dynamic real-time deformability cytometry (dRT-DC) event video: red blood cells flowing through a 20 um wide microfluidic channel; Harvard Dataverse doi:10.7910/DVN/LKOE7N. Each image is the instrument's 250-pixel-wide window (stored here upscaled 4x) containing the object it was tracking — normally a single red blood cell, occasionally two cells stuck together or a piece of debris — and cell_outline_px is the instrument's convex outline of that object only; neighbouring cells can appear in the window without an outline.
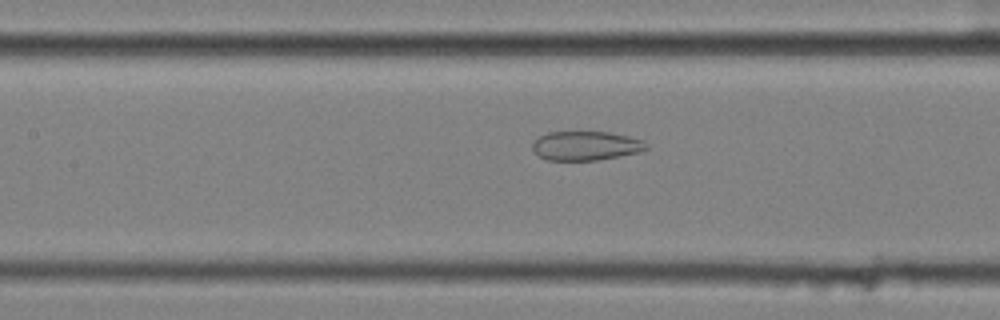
{"species": "common noctule bat (a hibernating species)", "species_latin": "Nyctalus noctula", "temperature_condition": "cold", "stored_images_in_passage": 58, "camera_frame_rate_fps": 3000, "um_per_image_px": 0.085, "animal": {"sex": "female", "body_mass_g": 25.1}, "frame": {"image": 1, "passage_image": 27, "time_ms": 8.667, "image_size_px": [1000, 320], "cell_outline_px": [[648, 148], [640, 152], [620, 156], [596, 160], [548, 160], [540, 156], [532, 148], [532, 144], [540, 136], [548, 132], [608, 132], [628, 136], [644, 140], [648, 144]], "centroid_in_image_um": [49.84, 12.39], "position_along_channel_um": 157.6, "area_um2": 19.25}}
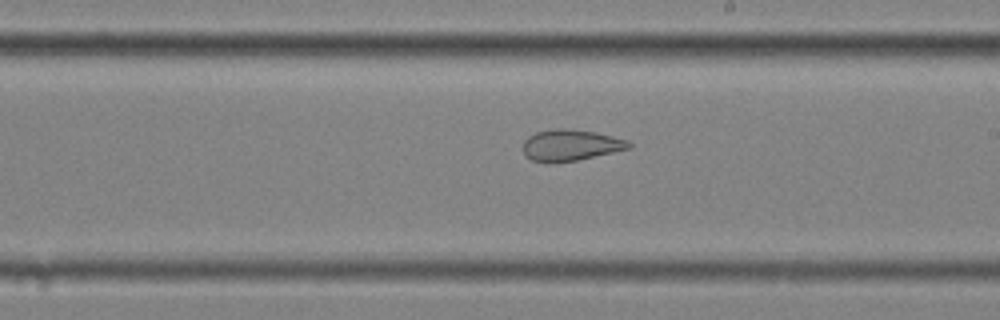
{"frame": {"image": 2, "passage_image": 34, "time_ms": 11.0, "image_size_px": [1000, 320], "cell_outline_px": [[632, 148], [576, 160], [552, 164], [532, 160], [524, 156], [524, 140], [528, 136], [536, 132], [556, 128], [564, 128], [596, 132], [628, 140], [632, 144]], "centroid_in_image_um": [48.49, 12.35], "position_along_channel_um": 240.5, "area_um2": 19.42}}
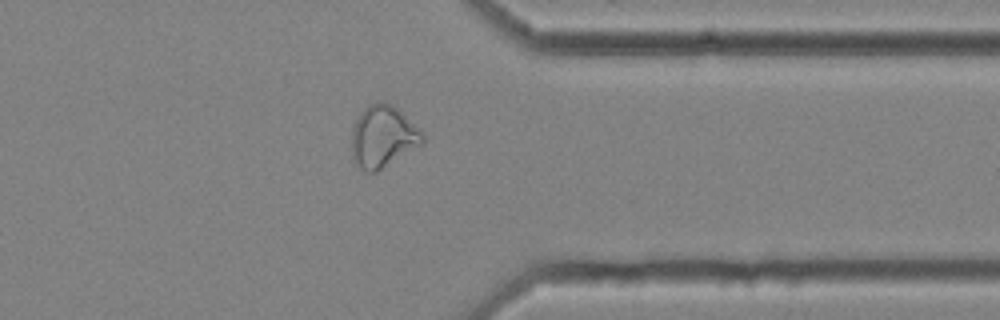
{"frame": {"image": 3, "passage_image": 46, "time_ms": 15.0, "image_size_px": [1000, 320], "cell_outline_px": [[424, 144], [376, 172], [368, 172], [360, 168], [352, 156], [352, 128], [360, 112], [368, 104], [380, 100], [384, 100], [392, 104], [420, 128], [424, 132]], "centroid_in_image_um": [32.58, 11.58], "position_along_channel_um": 378.8, "area_um2": 25.89}, "authors_computed_cell_mechanics": {"area_um2": 27.0504, "velocity_mm_per_s": 3.5615, "shape_relaxation_time_tau1_ms": null, "shape_relaxation_time_tau2_ms": 2.0277, "deformation_change_tau1": null, "deformation_change_tau2": 0.093}}